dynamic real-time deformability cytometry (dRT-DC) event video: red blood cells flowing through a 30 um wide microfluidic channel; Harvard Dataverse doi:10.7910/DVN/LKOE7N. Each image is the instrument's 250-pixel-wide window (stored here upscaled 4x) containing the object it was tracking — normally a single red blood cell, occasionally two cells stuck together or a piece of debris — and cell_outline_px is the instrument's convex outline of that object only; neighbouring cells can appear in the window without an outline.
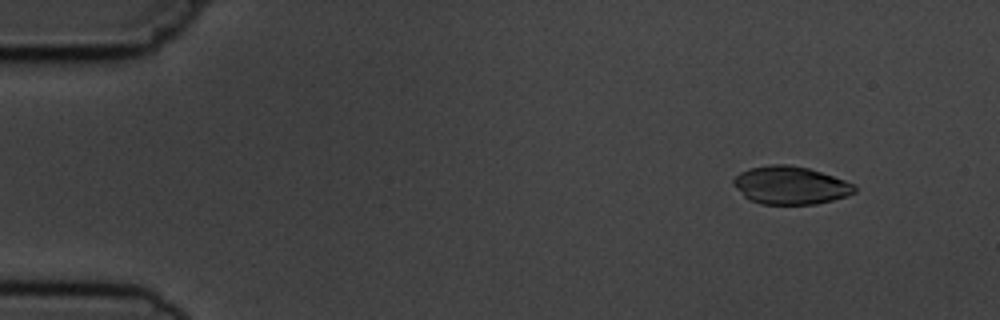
{"species": "common noctule bat (a hibernating species)", "species_latin": "Nyctalus noctula", "temperature_condition": "cold", "stored_images_in_passage": 4, "camera_frame_rate_fps": 3000, "um_per_image_px": 0.085, "animal": {"sex": "male", "body_mass_g": 19.5, "forearm_length_mm": 54.6}, "frame": {"image": 1, "passage_image": 2, "time_ms": 1.0, "image_size_px": [1000, 320], "cell_outline_px": [[856, 192], [848, 196], [816, 204], [760, 204], [744, 196], [732, 184], [732, 180], [740, 172], [748, 168], [772, 164], [788, 164], [808, 168], [856, 184]], "centroid_in_image_um": [67.19, 15.75], "position_along_channel_um": 17.8, "area_um2": 26.82}}
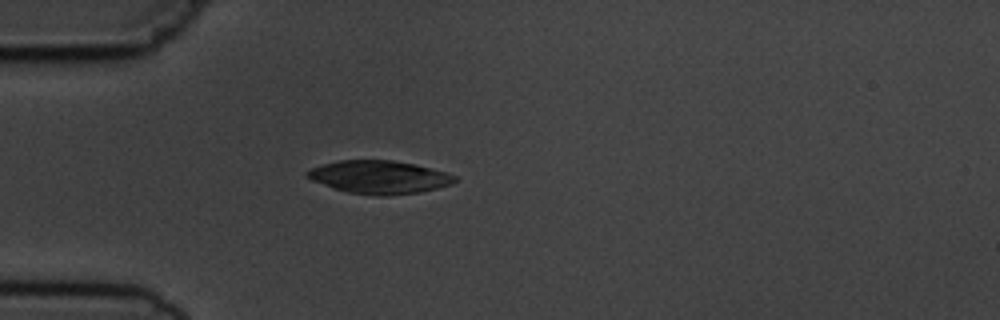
{"frame": {"image": 2, "passage_image": 4, "time_ms": 4.333, "image_size_px": [1000, 320], "cell_outline_px": [[456, 180], [452, 184], [420, 192], [388, 196], [380, 196], [348, 192], [332, 188], [312, 180], [304, 176], [304, 172], [320, 164], [340, 160], [392, 160], [416, 164], [448, 172], [456, 176]], "centroid_in_image_um": [32.22, 15.05], "position_along_channel_um": 52.8, "area_um2": 28.67}}